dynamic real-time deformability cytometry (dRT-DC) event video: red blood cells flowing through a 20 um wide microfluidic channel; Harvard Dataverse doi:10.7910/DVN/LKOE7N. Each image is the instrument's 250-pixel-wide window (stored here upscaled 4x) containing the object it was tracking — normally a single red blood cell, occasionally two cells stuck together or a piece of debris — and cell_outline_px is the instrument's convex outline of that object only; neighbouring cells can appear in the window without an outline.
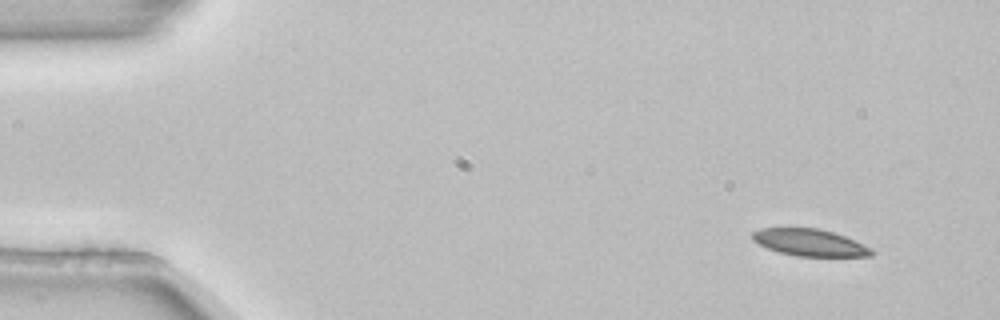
{"species": "common noctule bat (a hibernating species)", "species_latin": "Nyctalus noctula", "temperature_condition": "room temperature", "stored_images_in_passage": 4, "camera_frame_rate_fps": 3000, "um_per_image_px": 0.085, "animal": {"sex": "female", "body_mass_g": 22.7, "forearm_length_mm": 54.2}, "frame": {"image": 1, "passage_image": 1, "time_ms": 0.0, "image_size_px": [1000, 320], "cell_outline_px": [[876, 252], [872, 256], [796, 256], [780, 252], [768, 248], [752, 240], [752, 232], [764, 228], [816, 228], [832, 232], [844, 236], [872, 248]], "centroid_in_image_um": [68.85, 20.62], "position_along_channel_um": 16.1, "area_um2": 18.5}}
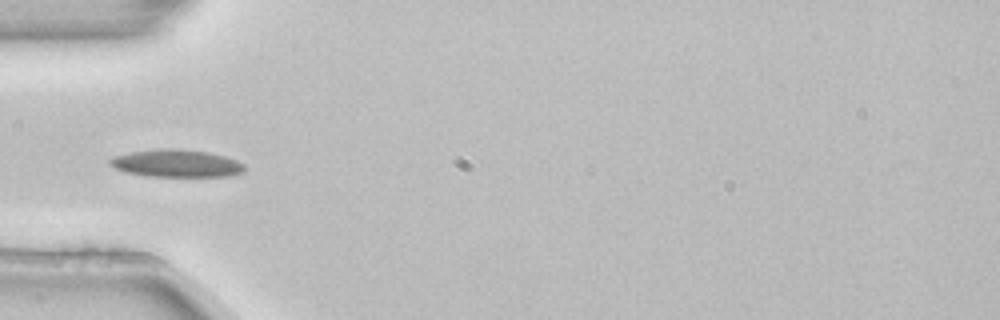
{"frame": {"image": 2, "passage_image": 4, "time_ms": 1.0, "image_size_px": [1000, 320], "cell_outline_px": [[244, 172], [232, 176], [144, 176], [124, 172], [108, 164], [108, 160], [112, 156], [132, 152], [160, 148], [176, 148], [208, 152], [224, 156], [236, 160], [244, 164]], "centroid_in_image_um": [14.97, 13.88], "position_along_channel_um": 70.0, "area_um2": 21.73}}